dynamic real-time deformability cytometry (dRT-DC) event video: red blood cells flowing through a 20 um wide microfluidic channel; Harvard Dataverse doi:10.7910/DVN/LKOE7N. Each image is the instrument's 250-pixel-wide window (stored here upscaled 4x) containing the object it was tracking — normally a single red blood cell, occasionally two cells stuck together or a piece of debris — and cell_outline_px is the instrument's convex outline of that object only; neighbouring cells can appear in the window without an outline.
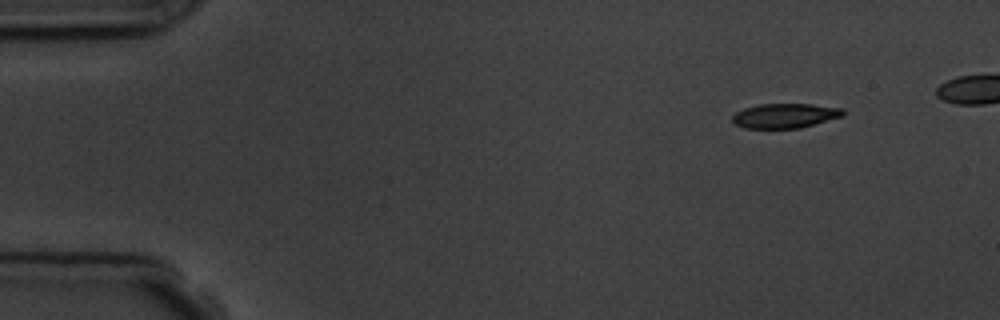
{"species": "common noctule bat (a hibernating species)", "species_latin": "Nyctalus noctula", "temperature_condition": "room temperature", "stored_images_in_passage": 6, "segment_of_instrument_passage": [2, 2], "camera_frame_rate_fps": 3000, "um_per_image_px": 0.085, "animal": {"sex": "male", "body_mass_g": 19.5, "forearm_length_mm": 54.6}, "frame": {"image": 1, "passage_image": 6, "time_ms": 5.667, "image_size_px": [1000, 320], "cell_outline_px": [[844, 116], [800, 128], [744, 128], [736, 124], [732, 120], [732, 116], [736, 112], [744, 108], [760, 104], [812, 104], [844, 108]], "centroid_in_image_um": [66.75, 9.83], "position_along_channel_um": 18.3, "area_um2": 15.9}}